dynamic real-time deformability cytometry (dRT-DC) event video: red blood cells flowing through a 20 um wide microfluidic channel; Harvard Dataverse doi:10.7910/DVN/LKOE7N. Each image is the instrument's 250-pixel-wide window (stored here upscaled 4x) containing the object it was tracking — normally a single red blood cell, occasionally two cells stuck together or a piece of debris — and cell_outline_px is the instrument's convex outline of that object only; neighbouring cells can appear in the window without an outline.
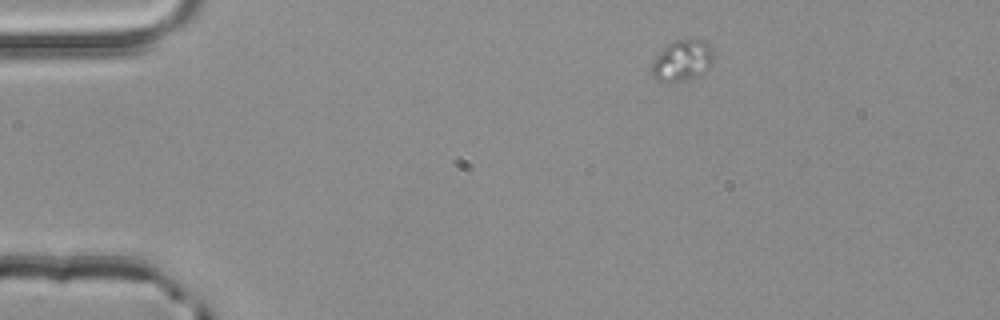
{"species": "common noctule bat (a hibernating species)", "species_latin": "Nyctalus noctula", "temperature_condition": "room temperature", "stored_images_in_passage": 2, "camera_frame_rate_fps": 3000, "um_per_image_px": 0.085, "animal": {"sex": "male", "body_mass_g": 20.4}, "frame": {"image": 1, "passage_image": 1, "time_ms": 0.0, "image_size_px": [1000, 320], "cell_outline_px": [[712, 64], [704, 72], [692, 76], [676, 80], [656, 80], [652, 76], [652, 60], [668, 44], [676, 40], [704, 40], [712, 48]], "centroid_in_image_um": [57.98, 5.1], "position_along_channel_um": 27.0, "area_um2": 14.1}}